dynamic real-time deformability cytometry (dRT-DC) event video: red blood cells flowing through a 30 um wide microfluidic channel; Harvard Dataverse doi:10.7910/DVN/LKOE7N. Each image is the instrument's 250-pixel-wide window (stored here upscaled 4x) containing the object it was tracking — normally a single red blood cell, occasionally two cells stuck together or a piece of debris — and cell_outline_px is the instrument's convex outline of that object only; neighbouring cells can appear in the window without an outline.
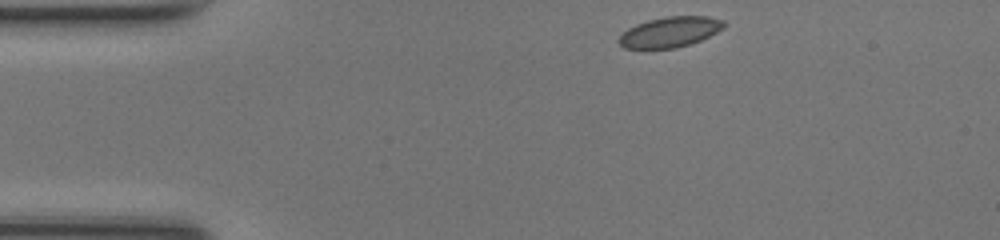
{"species": "common noctule bat (a hibernating species)", "species_latin": "Nyctalus noctula", "temperature_condition": "room temperature", "stored_images_in_passage": 42, "camera_frame_rate_fps": 3000, "um_per_image_px": 0.085, "animal": {"sex": "female", "body_mass_g": 17.0, "forearm_length_mm": 48.0}, "frame": {"image": 1, "passage_image": 1, "time_ms": 0.0, "image_size_px": [1000, 240], "cell_outline_px": [[724, 28], [700, 40], [676, 48], [624, 48], [620, 44], [620, 36], [628, 28], [636, 24], [648, 20], [668, 16], [708, 16], [724, 20]], "centroid_in_image_um": [56.96, 2.71], "position_along_channel_um": 28.0, "area_um2": 18.32}}
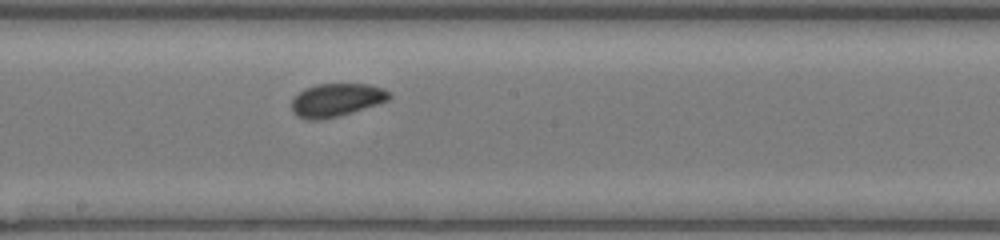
{"frame": {"image": 2, "passage_image": 19, "time_ms": 6.0, "image_size_px": [1000, 240], "cell_outline_px": [[392, 96], [388, 100], [352, 112], [320, 120], [308, 120], [296, 116], [292, 112], [292, 100], [304, 88], [316, 84], [368, 84], [380, 88], [388, 92]], "centroid_in_image_um": [28.54, 8.5], "position_along_channel_um": 219.7, "area_um2": 18.61}}
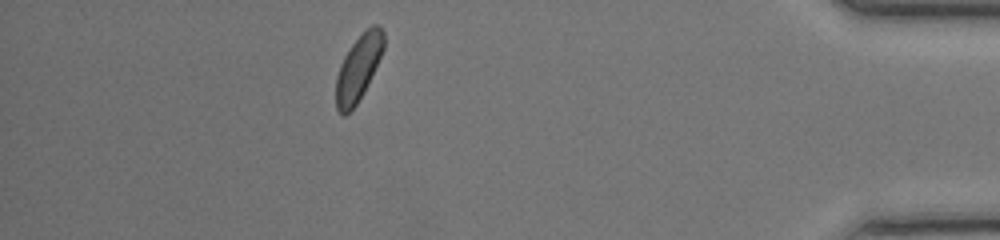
{"frame": {"image": 3, "passage_image": 36, "time_ms": 11.667, "image_size_px": [1000, 240], "cell_outline_px": [[384, 48], [364, 92], [356, 104], [344, 116], [340, 116], [336, 108], [336, 76], [340, 64], [344, 56], [352, 44], [372, 24], [380, 24], [384, 32]], "centroid_in_image_um": [30.45, 5.78], "position_along_channel_um": 404.7, "area_um2": 18.15}, "authors_computed_cell_mechanics": {"area_um2": 18.2648, "velocity_mm_per_s": 4.1971, "shape_relaxation_time_tau1_ms": 1.943, "shape_relaxation_time_tau2_ms": null, "deformation_change_tau1": 0.0563, "deformation_change_tau2": null}}